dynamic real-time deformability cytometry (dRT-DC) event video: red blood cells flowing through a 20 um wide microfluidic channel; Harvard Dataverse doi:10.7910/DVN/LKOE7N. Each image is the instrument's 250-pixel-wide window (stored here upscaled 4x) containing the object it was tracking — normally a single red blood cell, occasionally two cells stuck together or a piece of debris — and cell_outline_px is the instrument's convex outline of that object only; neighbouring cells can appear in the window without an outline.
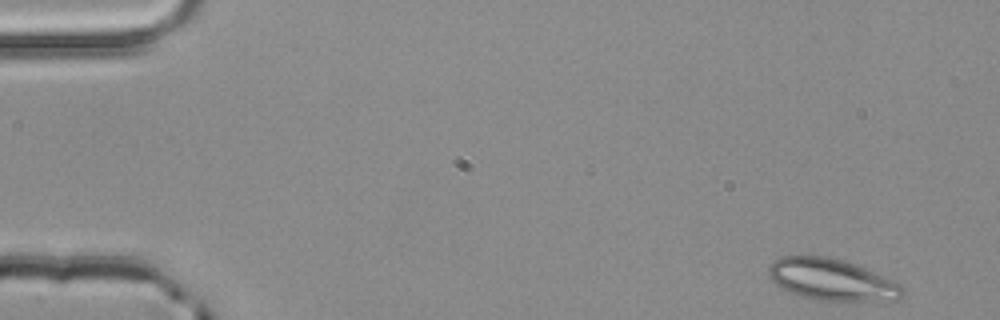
{"species": "common noctule bat (a hibernating species)", "species_latin": "Nyctalus noctula", "temperature_condition": "room temperature", "stored_images_in_passage": 4, "camera_frame_rate_fps": 3000, "um_per_image_px": 0.085, "animal": {"sex": "male", "body_mass_g": 20.4}, "frame": {"image": 1, "passage_image": 1, "time_ms": 0.0, "image_size_px": [1000, 320], "cell_outline_px": [[904, 292], [896, 300], [816, 300], [800, 296], [788, 292], [776, 284], [768, 276], [768, 268], [772, 260], [780, 256], [828, 256], [864, 268], [896, 280], [904, 288]], "centroid_in_image_um": [70.66, 23.76], "position_along_channel_um": 14.3, "area_um2": 32.37}}